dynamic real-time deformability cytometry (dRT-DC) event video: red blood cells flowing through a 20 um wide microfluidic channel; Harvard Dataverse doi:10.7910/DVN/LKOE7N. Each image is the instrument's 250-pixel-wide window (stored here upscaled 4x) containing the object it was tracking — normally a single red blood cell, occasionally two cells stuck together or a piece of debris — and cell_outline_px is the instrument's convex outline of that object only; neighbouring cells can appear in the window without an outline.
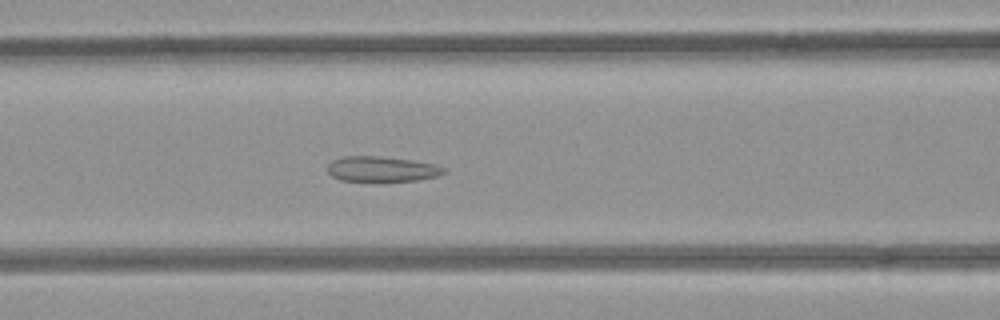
{"species": "common noctule bat (a hibernating species)", "species_latin": "Nyctalus noctula", "temperature_condition": "room temperature", "stored_images_in_passage": 51, "camera_frame_rate_fps": 3000, "um_per_image_px": 0.085, "animal": {"sex": "female", "body_mass_g": 21.9}, "frame": {"image": 1, "passage_image": 21, "time_ms": 6.667, "image_size_px": [1000, 320], "cell_outline_px": [[448, 172], [436, 176], [416, 180], [380, 184], [340, 180], [332, 176], [328, 172], [328, 164], [332, 160], [344, 156], [380, 156], [412, 160], [436, 164], [448, 168]], "centroid_in_image_um": [32.48, 14.41], "position_along_channel_um": 134.1, "area_um2": 18.09}}
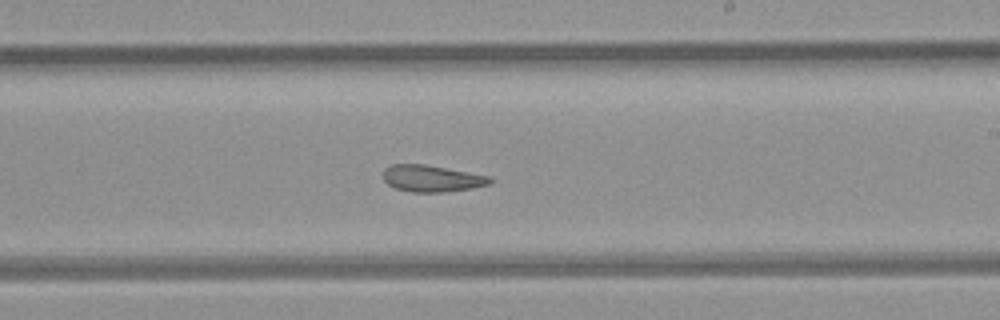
{"frame": {"image": 2, "passage_image": 30, "time_ms": 9.667, "image_size_px": [1000, 320], "cell_outline_px": [[492, 184], [472, 188], [444, 192], [412, 192], [396, 188], [388, 184], [384, 180], [384, 168], [392, 164], [424, 164], [492, 176]], "centroid_in_image_um": [36.74, 15.17], "position_along_channel_um": 252.3, "area_um2": 16.65}}
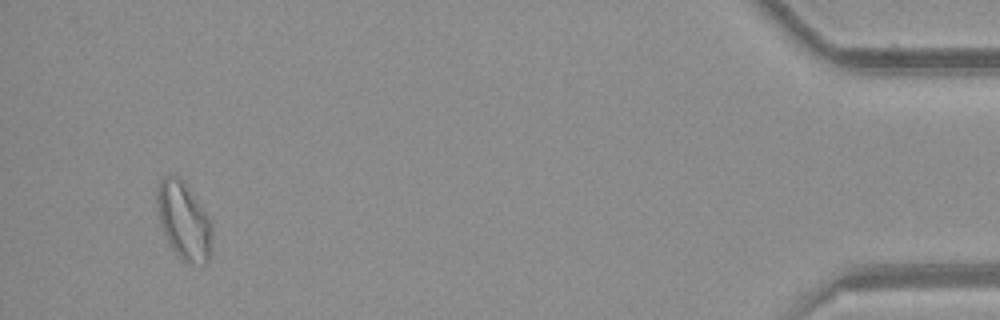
{"frame": {"image": 3, "passage_image": 49, "time_ms": 16.0, "image_size_px": [1000, 320], "cell_outline_px": [[212, 232], [208, 260], [204, 264], [188, 264], [180, 260], [164, 236], [160, 224], [156, 204], [156, 188], [160, 180], [164, 176], [176, 176], [188, 188], [208, 216], [212, 228]], "centroid_in_image_um": [15.58, 18.8], "position_along_channel_um": 419.6, "area_um2": 24.74}, "authors_computed_cell_mechanics": {"area_um2": 19.941, "velocity_mm_per_s": 3.9482, "shape_relaxation_time_tau1_ms": null, "shape_relaxation_time_tau2_ms": 3.682, "deformation_change_tau1": null, "deformation_change_tau2": 0.0941}}